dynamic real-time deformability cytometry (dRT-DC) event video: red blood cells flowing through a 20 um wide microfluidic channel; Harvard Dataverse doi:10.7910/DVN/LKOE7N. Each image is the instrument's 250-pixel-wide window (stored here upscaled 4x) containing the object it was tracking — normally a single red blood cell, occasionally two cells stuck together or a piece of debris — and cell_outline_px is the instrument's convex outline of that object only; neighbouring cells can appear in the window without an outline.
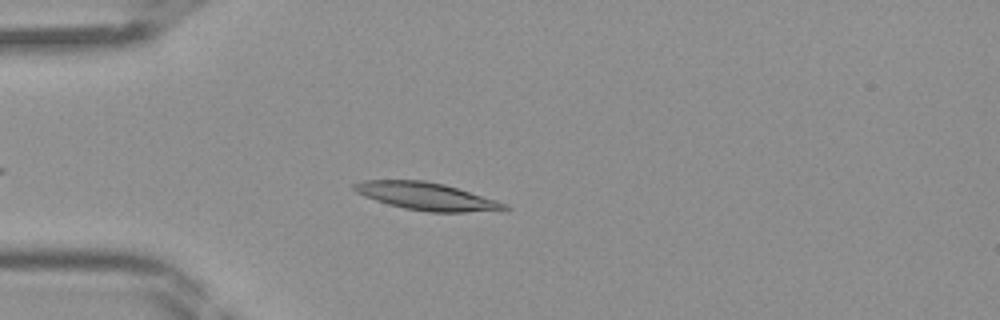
{"species": "Egyptian fruit bat (a non-hibernating species)", "species_latin": "Rousettus aegyptiacus", "temperature_condition": "room temperature", "stored_images_in_passage": 37, "camera_frame_rate_fps": 3000, "um_per_image_px": 0.085, "frame": {"image": 1, "passage_image": 5, "time_ms": 1.333, "image_size_px": [1000, 320], "cell_outline_px": [[512, 208], [464, 212], [428, 212], [404, 208], [388, 204], [364, 196], [356, 192], [352, 188], [352, 184], [364, 180], [424, 180], [444, 184], [496, 200], [508, 204]], "centroid_in_image_um": [36.2, 16.68], "position_along_channel_um": 48.8, "area_um2": 23.87}}
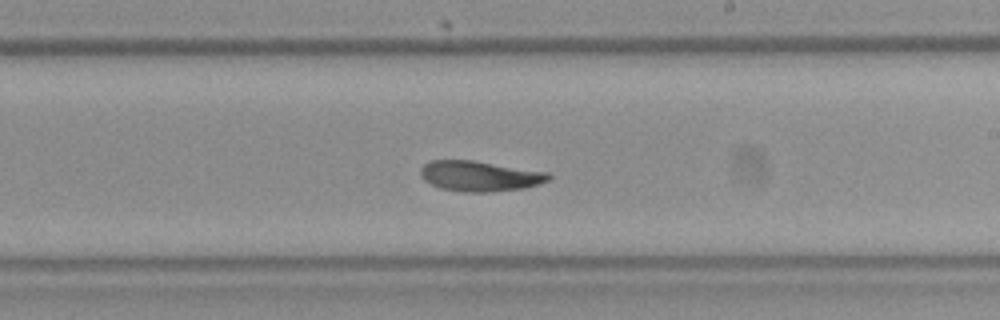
{"frame": {"image": 2, "passage_image": 19, "time_ms": 6.0, "image_size_px": [1000, 320], "cell_outline_px": [[552, 176], [548, 180], [524, 188], [492, 192], [460, 192], [440, 188], [424, 180], [420, 176], [420, 168], [424, 164], [432, 160], [472, 160], [548, 172]], "centroid_in_image_um": [40.74, 14.97], "position_along_channel_um": 248.3, "area_um2": 22.66}}
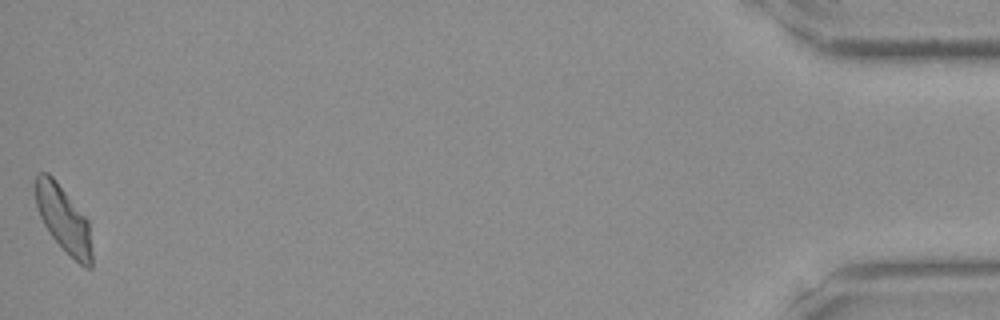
{"frame": {"image": 3, "passage_image": 37, "time_ms": 12.0, "image_size_px": [1000, 320], "cell_outline_px": [[92, 268], [88, 268], [80, 264], [48, 232], [40, 216], [36, 204], [32, 188], [32, 184], [36, 172], [48, 172], [52, 176], [88, 220], [92, 252]], "centroid_in_image_um": [5.34, 18.55], "position_along_channel_um": 429.9, "area_um2": 21.73}}